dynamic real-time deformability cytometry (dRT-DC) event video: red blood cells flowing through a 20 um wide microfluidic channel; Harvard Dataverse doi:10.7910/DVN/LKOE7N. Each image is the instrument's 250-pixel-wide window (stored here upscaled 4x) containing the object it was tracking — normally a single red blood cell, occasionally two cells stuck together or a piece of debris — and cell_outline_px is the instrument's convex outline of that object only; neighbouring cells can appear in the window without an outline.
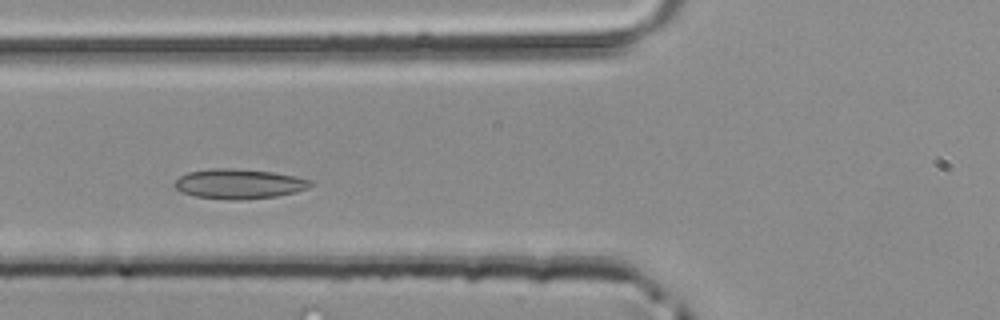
{"species": "common noctule bat (a hibernating species)", "species_latin": "Nyctalus noctula", "temperature_condition": "room temperature", "stored_images_in_passage": 37, "camera_frame_rate_fps": 3000, "um_per_image_px": 0.085, "animal": {"sex": "male", "body_mass_g": 20.4}, "frame": {"image": 1, "passage_image": 11, "time_ms": 3.333, "image_size_px": [1000, 320], "cell_outline_px": [[316, 184], [308, 188], [296, 192], [276, 196], [240, 200], [232, 200], [196, 196], [184, 192], [176, 188], [172, 184], [180, 176], [188, 172], [212, 168], [232, 168], [272, 172], [296, 176], [312, 180]], "centroid_in_image_um": [20.36, 15.62], "position_along_channel_um": 105.4, "area_um2": 23.64}}
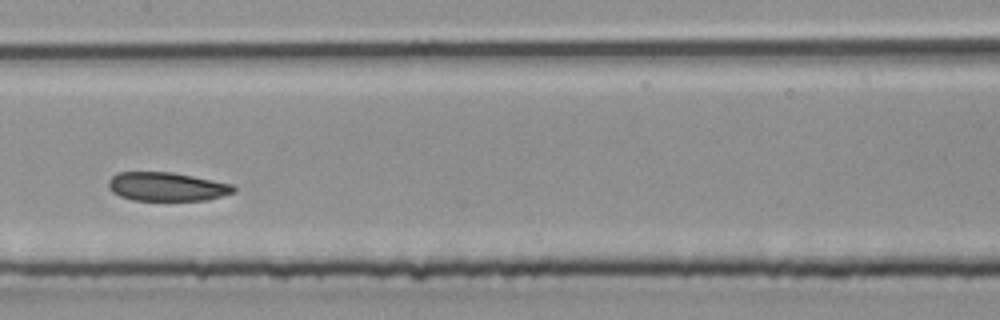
{"frame": {"image": 2, "passage_image": 17, "time_ms": 5.333, "image_size_px": [1000, 320], "cell_outline_px": [[236, 192], [208, 200], [132, 200], [120, 196], [112, 192], [108, 188], [108, 180], [112, 176], [120, 172], [172, 172], [232, 184], [236, 188]], "centroid_in_image_um": [14.17, 15.87], "position_along_channel_um": 193.2, "area_um2": 20.98}}
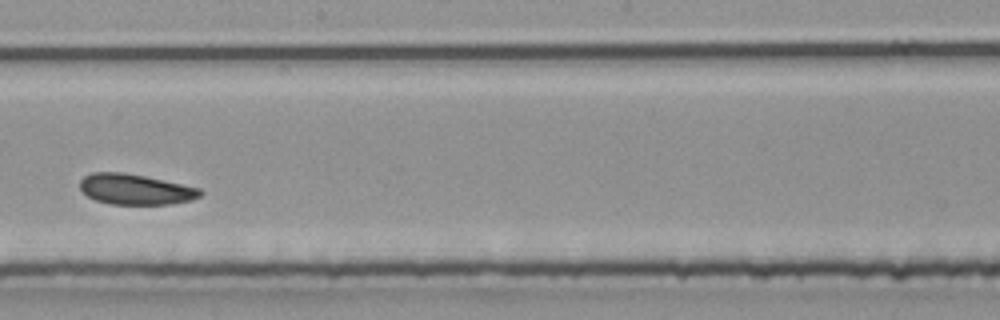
{"frame": {"image": 3, "passage_image": 20, "time_ms": 6.333, "image_size_px": [1000, 320], "cell_outline_px": [[204, 192], [200, 196], [192, 200], [172, 204], [108, 204], [96, 200], [88, 196], [80, 188], [80, 180], [84, 176], [92, 172], [124, 172], [144, 176], [200, 188]], "centroid_in_image_um": [11.51, 16.09], "position_along_channel_um": 236.7, "area_um2": 21.39}}